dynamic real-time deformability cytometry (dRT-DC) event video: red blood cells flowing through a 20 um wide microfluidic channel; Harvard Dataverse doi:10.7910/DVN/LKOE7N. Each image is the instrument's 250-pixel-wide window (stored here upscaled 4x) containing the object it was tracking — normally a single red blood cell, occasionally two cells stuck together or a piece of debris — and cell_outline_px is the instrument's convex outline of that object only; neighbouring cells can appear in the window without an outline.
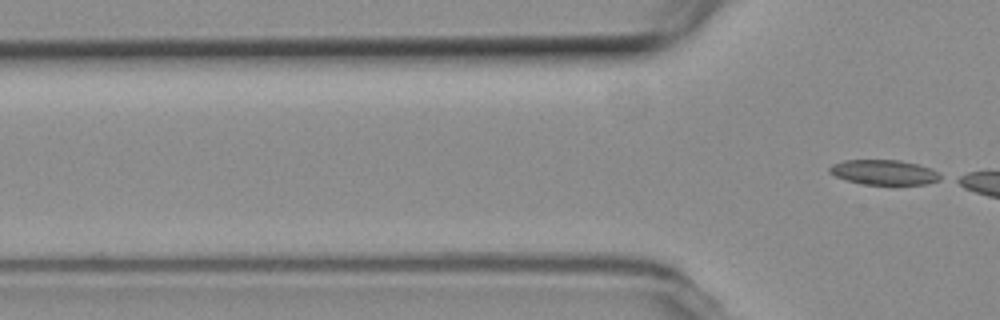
{"species": "common noctule bat (a hibernating species)", "species_latin": "Nyctalus noctula", "temperature_condition": "room temperature", "stored_images_in_passage": 4, "camera_frame_rate_fps": 3000, "um_per_image_px": 0.085, "animal": {"sex": "female", "body_mass_g": 19.3, "forearm_length_mm": 54.1}, "frame": {"image": 1, "passage_image": 4, "time_ms": 3.667, "image_size_px": [1000, 320], "cell_outline_px": [[944, 176], [940, 180], [928, 184], [864, 184], [848, 180], [836, 176], [828, 172], [828, 168], [832, 164], [844, 160], [900, 160], [932, 168]], "centroid_in_image_um": [75.18, 14.64], "position_along_channel_um": 50.6, "area_um2": 16.13}}